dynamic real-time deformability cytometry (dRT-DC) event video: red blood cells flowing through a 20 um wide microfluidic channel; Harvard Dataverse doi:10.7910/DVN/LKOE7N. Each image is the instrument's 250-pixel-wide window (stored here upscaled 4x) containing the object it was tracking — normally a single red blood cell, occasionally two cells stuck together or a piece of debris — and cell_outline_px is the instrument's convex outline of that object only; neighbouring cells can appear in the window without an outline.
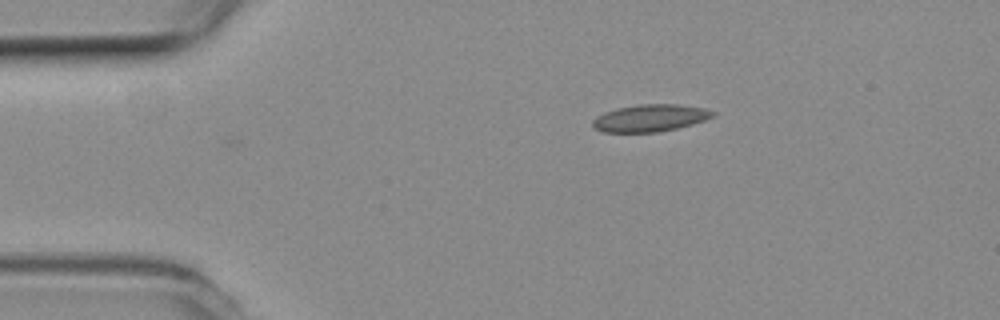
{"species": "common noctule bat (a hibernating species)", "species_latin": "Nyctalus noctula", "temperature_condition": "room temperature", "stored_images_in_passage": 7, "camera_frame_rate_fps": 3000, "um_per_image_px": 0.085, "animal": {"sex": "female", "body_mass_g": 19.3, "forearm_length_mm": 54.1}, "frame": {"image": 1, "passage_image": 1, "time_ms": 0.0, "image_size_px": [1000, 320], "cell_outline_px": [[716, 116], [692, 124], [676, 128], [656, 132], [604, 132], [592, 128], [592, 120], [596, 116], [604, 112], [616, 108], [640, 104], [676, 104], [704, 108], [716, 112]], "centroid_in_image_um": [55.24, 10.03], "position_along_channel_um": 29.8, "area_um2": 19.07}}